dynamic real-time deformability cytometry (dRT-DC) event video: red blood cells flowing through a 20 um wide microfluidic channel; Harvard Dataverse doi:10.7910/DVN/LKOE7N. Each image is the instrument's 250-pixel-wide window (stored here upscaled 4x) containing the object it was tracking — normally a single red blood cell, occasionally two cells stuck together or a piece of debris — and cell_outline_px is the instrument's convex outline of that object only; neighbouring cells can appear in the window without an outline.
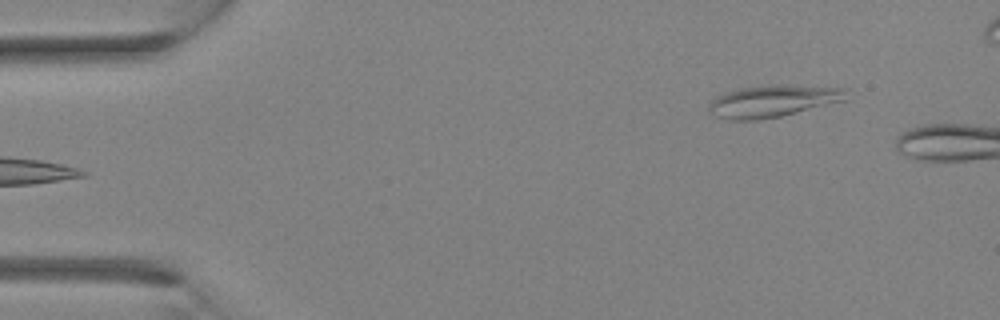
{"species": "Egyptian fruit bat (a non-hibernating species)", "species_latin": "Rousettus aegyptiacus", "temperature_condition": "room temperature", "stored_images_in_passage": 3, "camera_frame_rate_fps": 3000, "um_per_image_px": 0.085, "animal": {"sex": "female"}, "frame": {"image": 1, "passage_image": 3, "time_ms": 0.667, "image_size_px": [1000, 320], "cell_outline_px": [[848, 100], [780, 116], [756, 120], [732, 120], [716, 116], [708, 112], [708, 104], [716, 96], [724, 92], [740, 88], [788, 84], [844, 88]], "centroid_in_image_um": [65.69, 8.59], "position_along_channel_um": 19.3, "area_um2": 25.61}}